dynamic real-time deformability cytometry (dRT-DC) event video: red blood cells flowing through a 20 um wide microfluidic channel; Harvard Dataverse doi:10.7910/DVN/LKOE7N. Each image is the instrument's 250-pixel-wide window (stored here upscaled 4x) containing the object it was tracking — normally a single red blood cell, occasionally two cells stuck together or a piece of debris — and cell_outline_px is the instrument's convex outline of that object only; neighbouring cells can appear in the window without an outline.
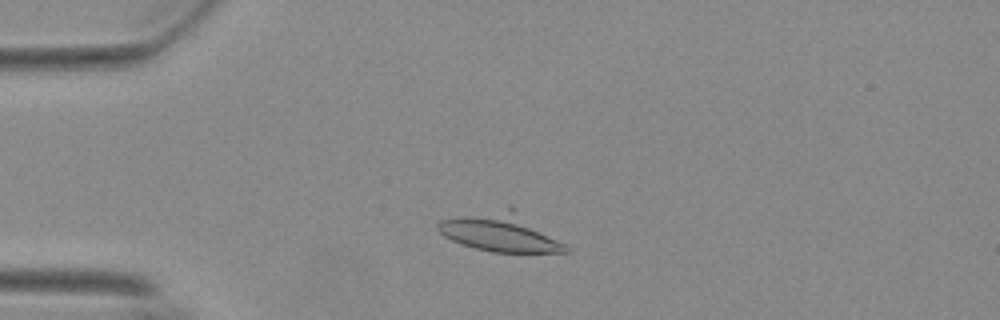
{"species": "Egyptian fruit bat (a non-hibernating species)", "species_latin": "Rousettus aegyptiacus", "temperature_condition": "warm", "stored_images_in_passage": 51, "camera_frame_rate_fps": 3000, "um_per_image_px": 0.085, "animal": {"sex": "female"}, "frame": {"image": 1, "passage_image": 9, "time_ms": 2.667, "image_size_px": [1000, 320], "cell_outline_px": [[572, 252], [492, 252], [460, 244], [444, 236], [436, 228], [436, 224], [440, 220], [508, 204], [512, 204], [572, 248]], "centroid_in_image_um": [42.6, 19.69], "position_along_channel_um": 42.4, "area_um2": 29.71}}
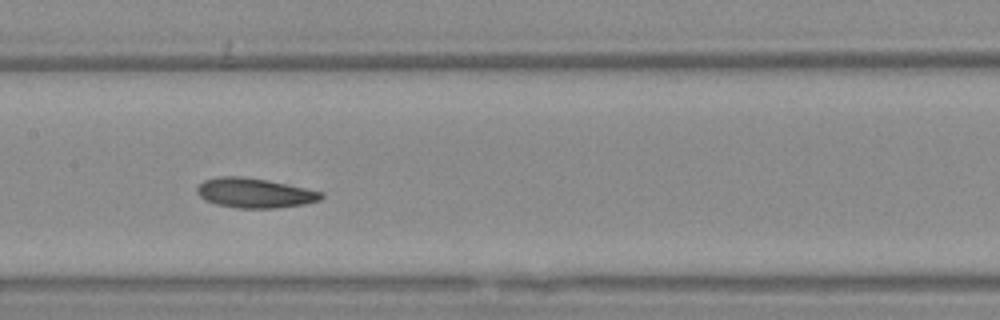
{"frame": {"image": 2, "passage_image": 23, "time_ms": 7.333, "image_size_px": [1000, 320], "cell_outline_px": [[324, 196], [320, 200], [304, 204], [276, 208], [236, 208], [216, 204], [204, 200], [196, 192], [196, 188], [204, 180], [220, 176], [240, 176], [264, 180], [324, 192]], "centroid_in_image_um": [21.61, 16.41], "position_along_channel_um": 185.8, "area_um2": 21.33}}
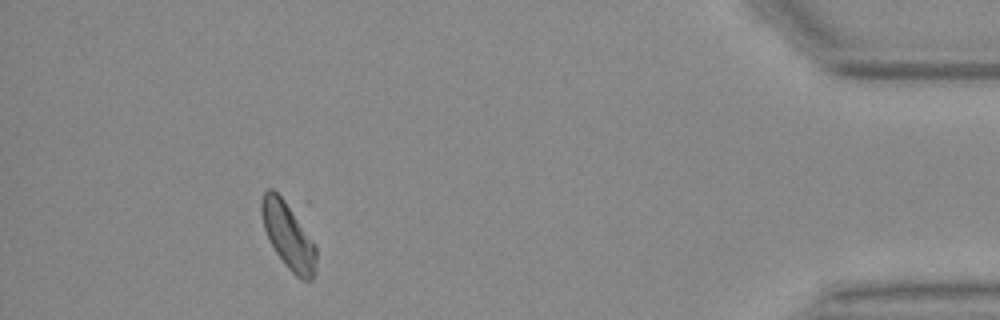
{"frame": {"image": 3, "passage_image": 46, "time_ms": 15.0, "image_size_px": [1000, 320], "cell_outline_px": [[316, 272], [312, 280], [300, 280], [284, 264], [276, 252], [264, 228], [260, 212], [260, 200], [264, 192], [268, 188], [272, 188], [284, 200], [316, 244]], "centroid_in_image_um": [24.5, 20.06], "position_along_channel_um": 410.7, "area_um2": 21.04}, "authors_computed_cell_mechanics": {"area_um2": 21.3282, "velocity_mm_per_s": 3.6798, "shape_relaxation_time_tau1_ms": null, "shape_relaxation_time_tau2_ms": 7.9965, "deformation_change_tau1": null, "deformation_change_tau2": 0.115}}